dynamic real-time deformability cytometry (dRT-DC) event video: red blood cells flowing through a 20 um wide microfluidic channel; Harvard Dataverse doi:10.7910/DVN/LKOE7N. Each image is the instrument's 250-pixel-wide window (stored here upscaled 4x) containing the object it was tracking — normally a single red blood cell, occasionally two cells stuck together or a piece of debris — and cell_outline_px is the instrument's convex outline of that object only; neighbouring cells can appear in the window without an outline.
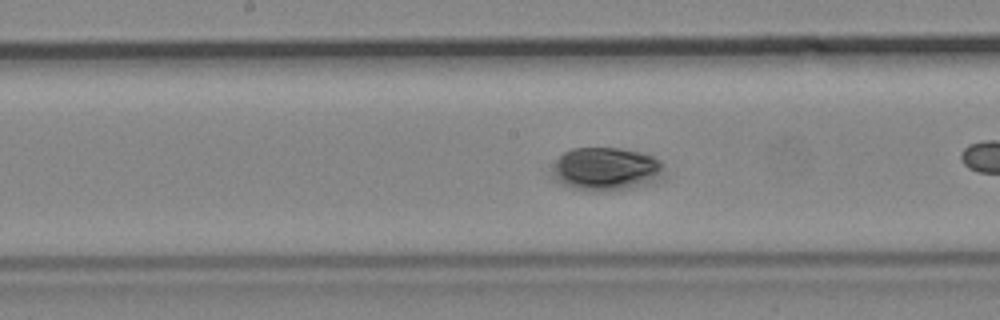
{"species": "common noctule bat (a hibernating species)", "species_latin": "Nyctalus noctula", "temperature_condition": "cold", "stored_images_in_passage": 30, "camera_frame_rate_fps": 3000, "um_per_image_px": 0.085, "animal": {"sex": "male", "body_mass_g": 19.2, "forearm_length_mm": 51.8}, "frame": {"image": 1, "passage_image": 13, "time_ms": 4.0, "image_size_px": [1000, 320], "cell_outline_px": [[664, 176], [648, 184], [628, 188], [596, 192], [592, 192], [568, 188], [552, 180], [552, 172], [556, 160], [564, 152], [572, 148], [620, 148], [640, 152], [652, 156], [660, 160]], "centroid_in_image_um": [51.46, 14.38], "position_along_channel_um": 196.7, "area_um2": 28.55}}